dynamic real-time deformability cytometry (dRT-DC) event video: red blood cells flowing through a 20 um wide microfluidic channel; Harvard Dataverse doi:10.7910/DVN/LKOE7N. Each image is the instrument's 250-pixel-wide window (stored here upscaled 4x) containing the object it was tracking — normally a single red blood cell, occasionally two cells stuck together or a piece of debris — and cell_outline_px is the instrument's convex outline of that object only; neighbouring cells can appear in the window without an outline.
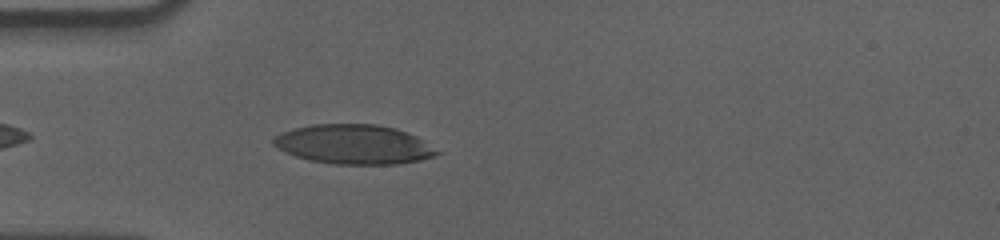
{"species": "human", "species_latin": "Homo sapiens", "temperature_condition": "cold", "stored_images_in_passage": 39, "camera_frame_rate_fps": 3000, "um_per_image_px": 0.085, "donor": {"sex": "male"}, "frame": {"image": 1, "passage_image": 3, "time_ms": 0.667, "image_size_px": [1000, 240], "cell_outline_px": [[444, 152], [420, 160], [400, 164], [332, 164], [308, 160], [284, 152], [276, 148], [272, 144], [272, 136], [280, 132], [312, 124], [376, 124], [396, 128], [416, 136]], "centroid_in_image_um": [30.06, 12.27], "position_along_channel_um": 54.9, "area_um2": 37.97}}
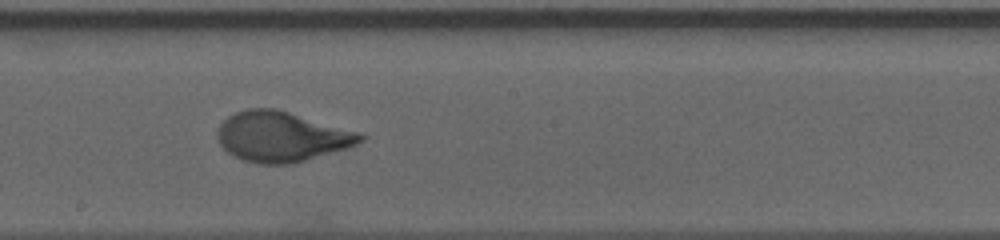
{"frame": {"image": 2, "passage_image": 18, "time_ms": 5.667, "image_size_px": [1000, 240], "cell_outline_px": [[368, 136], [364, 140], [348, 148], [292, 164], [260, 164], [244, 160], [228, 152], [220, 144], [216, 136], [216, 132], [220, 124], [228, 116], [244, 108], [276, 108], [360, 132]], "centroid_in_image_um": [23.95, 11.6], "position_along_channel_um": 224.3, "area_um2": 41.91}}
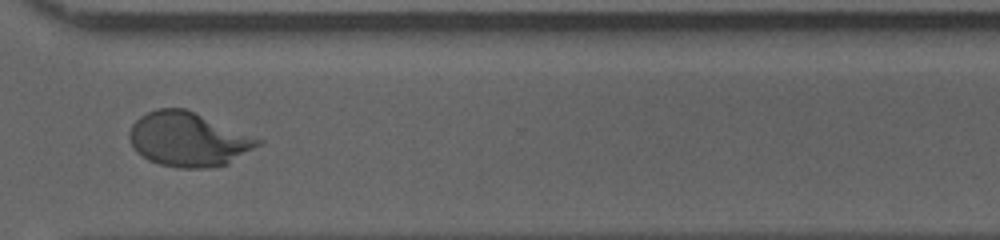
{"frame": {"image": 3, "passage_image": 29, "time_ms": 9.333, "image_size_px": [1000, 240], "cell_outline_px": [[264, 140], [260, 144], [228, 164], [204, 168], [180, 168], [160, 164], [148, 160], [136, 152], [128, 136], [128, 132], [132, 124], [140, 116], [156, 108], [184, 108]], "centroid_in_image_um": [15.97, 11.85], "position_along_channel_um": 354.6, "area_um2": 40.4}, "authors_computed_cell_mechanics": {"area_um2": 40.0554, "velocity_mm_per_s": 3.5458, "shape_relaxation_time_tau1_ms": 4.4707, "shape_relaxation_time_tau2_ms": null, "deformation_change_tau1": 0.2061, "deformation_change_tau2": null}}